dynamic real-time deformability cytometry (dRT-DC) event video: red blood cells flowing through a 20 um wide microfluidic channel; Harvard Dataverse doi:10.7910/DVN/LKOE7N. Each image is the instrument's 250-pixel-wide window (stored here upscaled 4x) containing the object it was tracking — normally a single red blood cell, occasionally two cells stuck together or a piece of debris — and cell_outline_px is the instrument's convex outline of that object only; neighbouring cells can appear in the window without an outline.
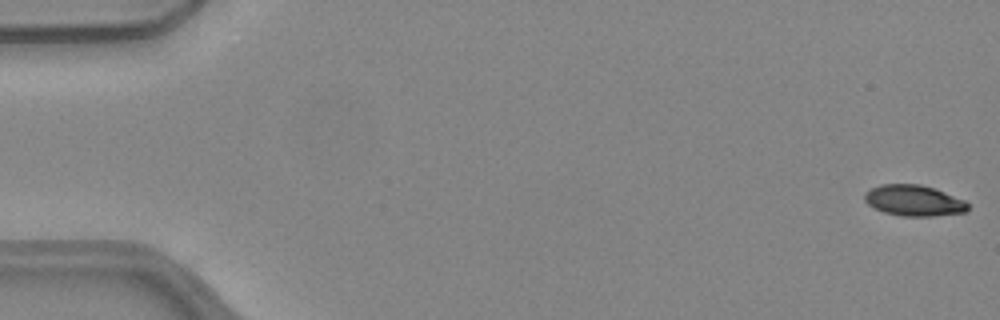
{"species": "common noctule bat (a hibernating species)", "species_latin": "Nyctalus noctula", "temperature_condition": "warm", "stored_images_in_passage": 52, "camera_frame_rate_fps": 3000, "um_per_image_px": 0.085, "animal": {"sex": "female", "body_mass_g": 24.6, "forearm_length_mm": 56.2}, "frame": {"image": 1, "passage_image": 1, "time_ms": 0.0, "image_size_px": [1000, 320], "cell_outline_px": [[968, 212], [932, 216], [904, 216], [884, 212], [868, 204], [864, 200], [864, 192], [880, 184], [920, 184], [944, 192], [964, 200], [968, 204]], "centroid_in_image_um": [77.67, 17.04], "position_along_channel_um": 7.3, "area_um2": 18.5}}
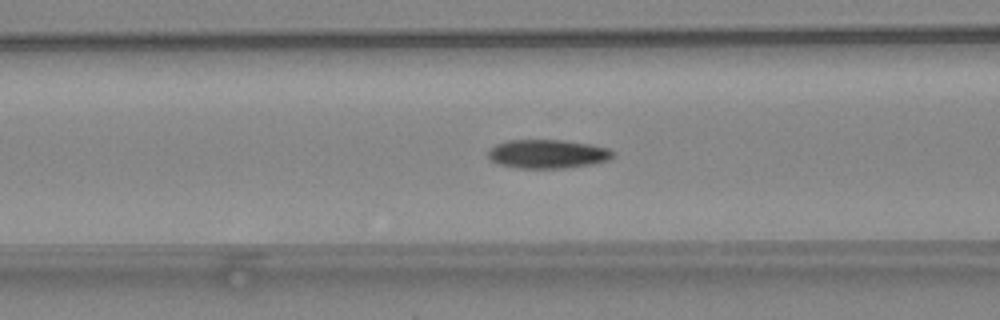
{"frame": {"image": 2, "passage_image": 21, "time_ms": 6.667, "image_size_px": [1000, 320], "cell_outline_px": [[616, 152], [608, 160], [592, 164], [564, 168], [516, 168], [500, 164], [492, 160], [488, 156], [488, 152], [496, 144], [508, 140], [560, 140], [588, 144], [608, 148]], "centroid_in_image_um": [46.55, 13.09], "position_along_channel_um": 120.0, "area_um2": 20.75}}
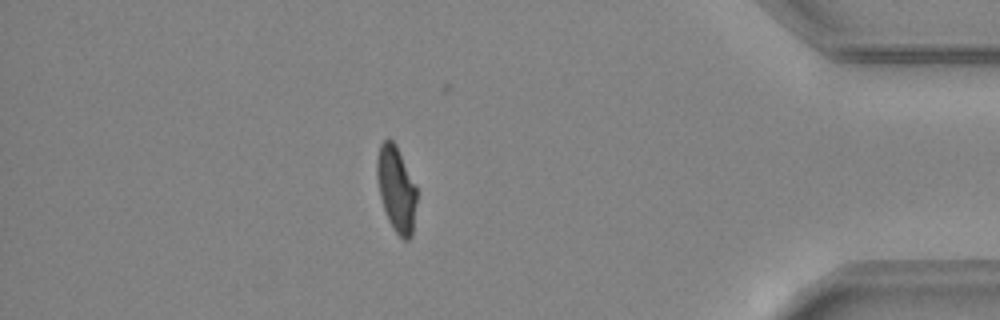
{"frame": {"image": 3, "passage_image": 45, "time_ms": 14.667, "image_size_px": [1000, 320], "cell_outline_px": [[416, 204], [412, 236], [408, 240], [404, 240], [392, 228], [388, 220], [380, 196], [376, 176], [376, 160], [380, 144], [384, 140], [392, 140], [396, 144], [416, 188]], "centroid_in_image_um": [33.67, 16.08], "position_along_channel_um": 401.5, "area_um2": 19.65}, "authors_computed_cell_mechanics": {"area_um2": 20.6057, "velocity_mm_per_s": 4.0395, "shape_relaxation_time_tau1_ms": 8.8758, "shape_relaxation_time_tau2_ms": 2.3369, "deformation_change_tau1": 0.2523, "deformation_change_tau2": 0.0742}}